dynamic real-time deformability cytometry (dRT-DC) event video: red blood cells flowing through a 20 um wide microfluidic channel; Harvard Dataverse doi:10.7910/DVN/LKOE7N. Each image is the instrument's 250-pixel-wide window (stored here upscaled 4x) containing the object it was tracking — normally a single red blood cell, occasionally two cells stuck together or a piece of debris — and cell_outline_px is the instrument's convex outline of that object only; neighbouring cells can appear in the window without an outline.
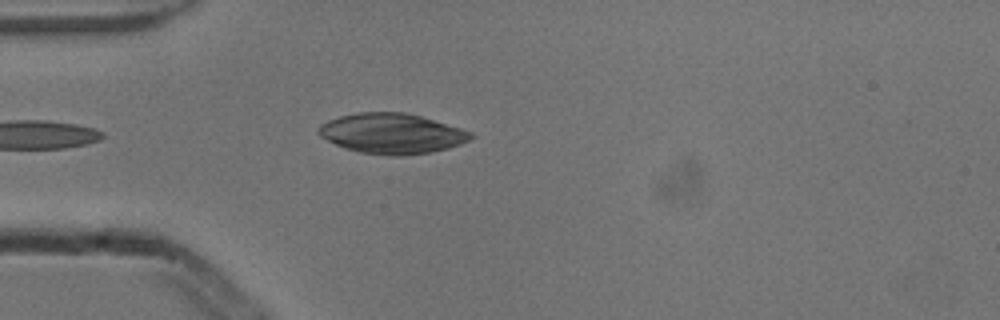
{"species": "common noctule bat (a hibernating species)", "species_latin": "Nyctalus noctula", "temperature_condition": "cold", "stored_images_in_passage": 4, "camera_frame_rate_fps": 3000, "um_per_image_px": 0.085, "animal": {"sex": "male", "body_mass_g": 13.3}, "frame": {"image": 1, "passage_image": 4, "time_ms": 1.0, "image_size_px": [1000, 320], "cell_outline_px": [[476, 136], [460, 144], [448, 148], [432, 152], [400, 156], [392, 156], [360, 152], [344, 148], [320, 136], [316, 132], [320, 124], [328, 120], [340, 116], [360, 112], [404, 112], [420, 116], [460, 128], [472, 132]], "centroid_in_image_um": [33.29, 11.35], "position_along_channel_um": 51.7, "area_um2": 35.6}}